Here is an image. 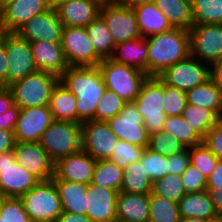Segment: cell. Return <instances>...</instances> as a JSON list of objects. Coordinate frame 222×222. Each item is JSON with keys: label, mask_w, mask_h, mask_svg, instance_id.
<instances>
[{"label": "cell", "mask_w": 222, "mask_h": 222, "mask_svg": "<svg viewBox=\"0 0 222 222\" xmlns=\"http://www.w3.org/2000/svg\"><path fill=\"white\" fill-rule=\"evenodd\" d=\"M60 82L76 97L77 123L95 120L98 102L106 90L98 67L69 66Z\"/></svg>", "instance_id": "obj_1"}, {"label": "cell", "mask_w": 222, "mask_h": 222, "mask_svg": "<svg viewBox=\"0 0 222 222\" xmlns=\"http://www.w3.org/2000/svg\"><path fill=\"white\" fill-rule=\"evenodd\" d=\"M146 39L148 77H158L169 66L191 55L189 30L171 28Z\"/></svg>", "instance_id": "obj_2"}, {"label": "cell", "mask_w": 222, "mask_h": 222, "mask_svg": "<svg viewBox=\"0 0 222 222\" xmlns=\"http://www.w3.org/2000/svg\"><path fill=\"white\" fill-rule=\"evenodd\" d=\"M59 81L60 77L51 72L36 71L7 88L20 109L48 106L52 91Z\"/></svg>", "instance_id": "obj_3"}, {"label": "cell", "mask_w": 222, "mask_h": 222, "mask_svg": "<svg viewBox=\"0 0 222 222\" xmlns=\"http://www.w3.org/2000/svg\"><path fill=\"white\" fill-rule=\"evenodd\" d=\"M39 143L56 163L82 149V124L54 120L42 134Z\"/></svg>", "instance_id": "obj_4"}, {"label": "cell", "mask_w": 222, "mask_h": 222, "mask_svg": "<svg viewBox=\"0 0 222 222\" xmlns=\"http://www.w3.org/2000/svg\"><path fill=\"white\" fill-rule=\"evenodd\" d=\"M20 198L32 222H56L63 212L57 188L52 180L40 181Z\"/></svg>", "instance_id": "obj_5"}, {"label": "cell", "mask_w": 222, "mask_h": 222, "mask_svg": "<svg viewBox=\"0 0 222 222\" xmlns=\"http://www.w3.org/2000/svg\"><path fill=\"white\" fill-rule=\"evenodd\" d=\"M106 89L115 92L125 102H134L142 83L147 79L144 72L111 59H103L98 65Z\"/></svg>", "instance_id": "obj_6"}, {"label": "cell", "mask_w": 222, "mask_h": 222, "mask_svg": "<svg viewBox=\"0 0 222 222\" xmlns=\"http://www.w3.org/2000/svg\"><path fill=\"white\" fill-rule=\"evenodd\" d=\"M163 98V81L159 77H147L134 103L149 135L162 130L167 118Z\"/></svg>", "instance_id": "obj_7"}, {"label": "cell", "mask_w": 222, "mask_h": 222, "mask_svg": "<svg viewBox=\"0 0 222 222\" xmlns=\"http://www.w3.org/2000/svg\"><path fill=\"white\" fill-rule=\"evenodd\" d=\"M4 45L8 57L7 87L38 71L28 40L16 32H4Z\"/></svg>", "instance_id": "obj_8"}, {"label": "cell", "mask_w": 222, "mask_h": 222, "mask_svg": "<svg viewBox=\"0 0 222 222\" xmlns=\"http://www.w3.org/2000/svg\"><path fill=\"white\" fill-rule=\"evenodd\" d=\"M39 182L16 162L13 149L0 154V189L5 197H21Z\"/></svg>", "instance_id": "obj_9"}, {"label": "cell", "mask_w": 222, "mask_h": 222, "mask_svg": "<svg viewBox=\"0 0 222 222\" xmlns=\"http://www.w3.org/2000/svg\"><path fill=\"white\" fill-rule=\"evenodd\" d=\"M119 140L147 148L149 134L134 102H126L119 114L106 121Z\"/></svg>", "instance_id": "obj_10"}, {"label": "cell", "mask_w": 222, "mask_h": 222, "mask_svg": "<svg viewBox=\"0 0 222 222\" xmlns=\"http://www.w3.org/2000/svg\"><path fill=\"white\" fill-rule=\"evenodd\" d=\"M61 47L69 66L98 67L102 61L84 27H63Z\"/></svg>", "instance_id": "obj_11"}, {"label": "cell", "mask_w": 222, "mask_h": 222, "mask_svg": "<svg viewBox=\"0 0 222 222\" xmlns=\"http://www.w3.org/2000/svg\"><path fill=\"white\" fill-rule=\"evenodd\" d=\"M189 34L191 56L209 66L222 58V24L193 25Z\"/></svg>", "instance_id": "obj_12"}, {"label": "cell", "mask_w": 222, "mask_h": 222, "mask_svg": "<svg viewBox=\"0 0 222 222\" xmlns=\"http://www.w3.org/2000/svg\"><path fill=\"white\" fill-rule=\"evenodd\" d=\"M209 75V65L190 55L169 66L158 77L165 84L187 92L208 80Z\"/></svg>", "instance_id": "obj_13"}, {"label": "cell", "mask_w": 222, "mask_h": 222, "mask_svg": "<svg viewBox=\"0 0 222 222\" xmlns=\"http://www.w3.org/2000/svg\"><path fill=\"white\" fill-rule=\"evenodd\" d=\"M119 139L106 121L88 120L82 123V150L93 159H110Z\"/></svg>", "instance_id": "obj_14"}, {"label": "cell", "mask_w": 222, "mask_h": 222, "mask_svg": "<svg viewBox=\"0 0 222 222\" xmlns=\"http://www.w3.org/2000/svg\"><path fill=\"white\" fill-rule=\"evenodd\" d=\"M99 16L109 28L115 44L141 37L132 8L116 3L103 5L100 7Z\"/></svg>", "instance_id": "obj_15"}, {"label": "cell", "mask_w": 222, "mask_h": 222, "mask_svg": "<svg viewBox=\"0 0 222 222\" xmlns=\"http://www.w3.org/2000/svg\"><path fill=\"white\" fill-rule=\"evenodd\" d=\"M54 121L49 106L20 109L15 124V142H39L42 134Z\"/></svg>", "instance_id": "obj_16"}, {"label": "cell", "mask_w": 222, "mask_h": 222, "mask_svg": "<svg viewBox=\"0 0 222 222\" xmlns=\"http://www.w3.org/2000/svg\"><path fill=\"white\" fill-rule=\"evenodd\" d=\"M15 160L40 181L51 180L55 163L50 159L39 142H15Z\"/></svg>", "instance_id": "obj_17"}, {"label": "cell", "mask_w": 222, "mask_h": 222, "mask_svg": "<svg viewBox=\"0 0 222 222\" xmlns=\"http://www.w3.org/2000/svg\"><path fill=\"white\" fill-rule=\"evenodd\" d=\"M63 24L55 9L32 17L16 32L29 42L47 41L61 43Z\"/></svg>", "instance_id": "obj_18"}, {"label": "cell", "mask_w": 222, "mask_h": 222, "mask_svg": "<svg viewBox=\"0 0 222 222\" xmlns=\"http://www.w3.org/2000/svg\"><path fill=\"white\" fill-rule=\"evenodd\" d=\"M48 0H9L2 5L4 32H17L32 17L49 10Z\"/></svg>", "instance_id": "obj_19"}, {"label": "cell", "mask_w": 222, "mask_h": 222, "mask_svg": "<svg viewBox=\"0 0 222 222\" xmlns=\"http://www.w3.org/2000/svg\"><path fill=\"white\" fill-rule=\"evenodd\" d=\"M95 165L96 160L81 149L55 163L52 179L89 184L94 174Z\"/></svg>", "instance_id": "obj_20"}, {"label": "cell", "mask_w": 222, "mask_h": 222, "mask_svg": "<svg viewBox=\"0 0 222 222\" xmlns=\"http://www.w3.org/2000/svg\"><path fill=\"white\" fill-rule=\"evenodd\" d=\"M117 195L116 190L89 183L86 215L92 222H117Z\"/></svg>", "instance_id": "obj_21"}, {"label": "cell", "mask_w": 222, "mask_h": 222, "mask_svg": "<svg viewBox=\"0 0 222 222\" xmlns=\"http://www.w3.org/2000/svg\"><path fill=\"white\" fill-rule=\"evenodd\" d=\"M34 63L38 71L61 76L69 67L61 43L30 42Z\"/></svg>", "instance_id": "obj_22"}, {"label": "cell", "mask_w": 222, "mask_h": 222, "mask_svg": "<svg viewBox=\"0 0 222 222\" xmlns=\"http://www.w3.org/2000/svg\"><path fill=\"white\" fill-rule=\"evenodd\" d=\"M100 7L93 0H73L59 6L56 11L63 27H86L99 16Z\"/></svg>", "instance_id": "obj_23"}, {"label": "cell", "mask_w": 222, "mask_h": 222, "mask_svg": "<svg viewBox=\"0 0 222 222\" xmlns=\"http://www.w3.org/2000/svg\"><path fill=\"white\" fill-rule=\"evenodd\" d=\"M117 222H149V194L118 192Z\"/></svg>", "instance_id": "obj_24"}, {"label": "cell", "mask_w": 222, "mask_h": 222, "mask_svg": "<svg viewBox=\"0 0 222 222\" xmlns=\"http://www.w3.org/2000/svg\"><path fill=\"white\" fill-rule=\"evenodd\" d=\"M147 57V39L139 37L117 43L110 59L116 63L134 67L147 74Z\"/></svg>", "instance_id": "obj_25"}, {"label": "cell", "mask_w": 222, "mask_h": 222, "mask_svg": "<svg viewBox=\"0 0 222 222\" xmlns=\"http://www.w3.org/2000/svg\"><path fill=\"white\" fill-rule=\"evenodd\" d=\"M57 188L62 210L76 214H87L88 184L51 179Z\"/></svg>", "instance_id": "obj_26"}, {"label": "cell", "mask_w": 222, "mask_h": 222, "mask_svg": "<svg viewBox=\"0 0 222 222\" xmlns=\"http://www.w3.org/2000/svg\"><path fill=\"white\" fill-rule=\"evenodd\" d=\"M141 37H149L173 28L153 1L133 8Z\"/></svg>", "instance_id": "obj_27"}, {"label": "cell", "mask_w": 222, "mask_h": 222, "mask_svg": "<svg viewBox=\"0 0 222 222\" xmlns=\"http://www.w3.org/2000/svg\"><path fill=\"white\" fill-rule=\"evenodd\" d=\"M181 218H199L219 222L207 191L186 193L178 202Z\"/></svg>", "instance_id": "obj_28"}, {"label": "cell", "mask_w": 222, "mask_h": 222, "mask_svg": "<svg viewBox=\"0 0 222 222\" xmlns=\"http://www.w3.org/2000/svg\"><path fill=\"white\" fill-rule=\"evenodd\" d=\"M187 103L212 110L222 118V91L209 78L186 92Z\"/></svg>", "instance_id": "obj_29"}, {"label": "cell", "mask_w": 222, "mask_h": 222, "mask_svg": "<svg viewBox=\"0 0 222 222\" xmlns=\"http://www.w3.org/2000/svg\"><path fill=\"white\" fill-rule=\"evenodd\" d=\"M48 106L54 120L77 123L76 97L60 81L52 91Z\"/></svg>", "instance_id": "obj_30"}, {"label": "cell", "mask_w": 222, "mask_h": 222, "mask_svg": "<svg viewBox=\"0 0 222 222\" xmlns=\"http://www.w3.org/2000/svg\"><path fill=\"white\" fill-rule=\"evenodd\" d=\"M173 28L190 30L193 24L191 0H153Z\"/></svg>", "instance_id": "obj_31"}, {"label": "cell", "mask_w": 222, "mask_h": 222, "mask_svg": "<svg viewBox=\"0 0 222 222\" xmlns=\"http://www.w3.org/2000/svg\"><path fill=\"white\" fill-rule=\"evenodd\" d=\"M85 30L95 53L102 60L110 59L116 44L104 20L98 16L85 27Z\"/></svg>", "instance_id": "obj_32"}, {"label": "cell", "mask_w": 222, "mask_h": 222, "mask_svg": "<svg viewBox=\"0 0 222 222\" xmlns=\"http://www.w3.org/2000/svg\"><path fill=\"white\" fill-rule=\"evenodd\" d=\"M143 162L130 163L123 169L121 192L150 194L153 182L144 173Z\"/></svg>", "instance_id": "obj_33"}, {"label": "cell", "mask_w": 222, "mask_h": 222, "mask_svg": "<svg viewBox=\"0 0 222 222\" xmlns=\"http://www.w3.org/2000/svg\"><path fill=\"white\" fill-rule=\"evenodd\" d=\"M123 180V169L115 162L97 160L91 183L103 188L113 189L118 192L121 190Z\"/></svg>", "instance_id": "obj_34"}, {"label": "cell", "mask_w": 222, "mask_h": 222, "mask_svg": "<svg viewBox=\"0 0 222 222\" xmlns=\"http://www.w3.org/2000/svg\"><path fill=\"white\" fill-rule=\"evenodd\" d=\"M182 116L193 130L204 139L207 132L220 120L212 111L186 103Z\"/></svg>", "instance_id": "obj_35"}, {"label": "cell", "mask_w": 222, "mask_h": 222, "mask_svg": "<svg viewBox=\"0 0 222 222\" xmlns=\"http://www.w3.org/2000/svg\"><path fill=\"white\" fill-rule=\"evenodd\" d=\"M162 130L175 137L185 148L203 143V139L191 128L182 115L167 117Z\"/></svg>", "instance_id": "obj_36"}, {"label": "cell", "mask_w": 222, "mask_h": 222, "mask_svg": "<svg viewBox=\"0 0 222 222\" xmlns=\"http://www.w3.org/2000/svg\"><path fill=\"white\" fill-rule=\"evenodd\" d=\"M193 24H222V0H191Z\"/></svg>", "instance_id": "obj_37"}, {"label": "cell", "mask_w": 222, "mask_h": 222, "mask_svg": "<svg viewBox=\"0 0 222 222\" xmlns=\"http://www.w3.org/2000/svg\"><path fill=\"white\" fill-rule=\"evenodd\" d=\"M149 222H180L178 202L168 200L164 197L149 194Z\"/></svg>", "instance_id": "obj_38"}, {"label": "cell", "mask_w": 222, "mask_h": 222, "mask_svg": "<svg viewBox=\"0 0 222 222\" xmlns=\"http://www.w3.org/2000/svg\"><path fill=\"white\" fill-rule=\"evenodd\" d=\"M152 193L168 200L179 202L186 194V191L181 176L168 174L167 176L153 182Z\"/></svg>", "instance_id": "obj_39"}, {"label": "cell", "mask_w": 222, "mask_h": 222, "mask_svg": "<svg viewBox=\"0 0 222 222\" xmlns=\"http://www.w3.org/2000/svg\"><path fill=\"white\" fill-rule=\"evenodd\" d=\"M140 162H143L144 173L152 182L168 175V156L166 155L159 154L147 147L143 151Z\"/></svg>", "instance_id": "obj_40"}, {"label": "cell", "mask_w": 222, "mask_h": 222, "mask_svg": "<svg viewBox=\"0 0 222 222\" xmlns=\"http://www.w3.org/2000/svg\"><path fill=\"white\" fill-rule=\"evenodd\" d=\"M188 150L190 163L199 169L206 179H208L216 168L219 159L212 154L204 143L190 147Z\"/></svg>", "instance_id": "obj_41"}, {"label": "cell", "mask_w": 222, "mask_h": 222, "mask_svg": "<svg viewBox=\"0 0 222 222\" xmlns=\"http://www.w3.org/2000/svg\"><path fill=\"white\" fill-rule=\"evenodd\" d=\"M148 148L166 156L186 149L175 137L164 130L149 135Z\"/></svg>", "instance_id": "obj_42"}, {"label": "cell", "mask_w": 222, "mask_h": 222, "mask_svg": "<svg viewBox=\"0 0 222 222\" xmlns=\"http://www.w3.org/2000/svg\"><path fill=\"white\" fill-rule=\"evenodd\" d=\"M125 101L115 92L108 89L105 90L103 97L98 102L95 111L96 121H107L108 119L119 114L125 105Z\"/></svg>", "instance_id": "obj_43"}, {"label": "cell", "mask_w": 222, "mask_h": 222, "mask_svg": "<svg viewBox=\"0 0 222 222\" xmlns=\"http://www.w3.org/2000/svg\"><path fill=\"white\" fill-rule=\"evenodd\" d=\"M0 222H32L20 197H5L0 205Z\"/></svg>", "instance_id": "obj_44"}, {"label": "cell", "mask_w": 222, "mask_h": 222, "mask_svg": "<svg viewBox=\"0 0 222 222\" xmlns=\"http://www.w3.org/2000/svg\"><path fill=\"white\" fill-rule=\"evenodd\" d=\"M163 94L165 115L167 117L182 115L187 103L186 92L163 82Z\"/></svg>", "instance_id": "obj_45"}, {"label": "cell", "mask_w": 222, "mask_h": 222, "mask_svg": "<svg viewBox=\"0 0 222 222\" xmlns=\"http://www.w3.org/2000/svg\"><path fill=\"white\" fill-rule=\"evenodd\" d=\"M144 150L143 147L119 140L109 160L125 169L128 164L140 161Z\"/></svg>", "instance_id": "obj_46"}, {"label": "cell", "mask_w": 222, "mask_h": 222, "mask_svg": "<svg viewBox=\"0 0 222 222\" xmlns=\"http://www.w3.org/2000/svg\"><path fill=\"white\" fill-rule=\"evenodd\" d=\"M181 178L186 193L206 191V177L191 163L182 173Z\"/></svg>", "instance_id": "obj_47"}, {"label": "cell", "mask_w": 222, "mask_h": 222, "mask_svg": "<svg viewBox=\"0 0 222 222\" xmlns=\"http://www.w3.org/2000/svg\"><path fill=\"white\" fill-rule=\"evenodd\" d=\"M203 143L215 157L222 160V118L207 132Z\"/></svg>", "instance_id": "obj_48"}, {"label": "cell", "mask_w": 222, "mask_h": 222, "mask_svg": "<svg viewBox=\"0 0 222 222\" xmlns=\"http://www.w3.org/2000/svg\"><path fill=\"white\" fill-rule=\"evenodd\" d=\"M190 164V154L188 148L181 152L168 156V174L181 176Z\"/></svg>", "instance_id": "obj_49"}, {"label": "cell", "mask_w": 222, "mask_h": 222, "mask_svg": "<svg viewBox=\"0 0 222 222\" xmlns=\"http://www.w3.org/2000/svg\"><path fill=\"white\" fill-rule=\"evenodd\" d=\"M20 108L14 104L11 109L0 115V130L14 132Z\"/></svg>", "instance_id": "obj_50"}, {"label": "cell", "mask_w": 222, "mask_h": 222, "mask_svg": "<svg viewBox=\"0 0 222 222\" xmlns=\"http://www.w3.org/2000/svg\"><path fill=\"white\" fill-rule=\"evenodd\" d=\"M8 57L4 45V34L0 41V84L7 87Z\"/></svg>", "instance_id": "obj_51"}, {"label": "cell", "mask_w": 222, "mask_h": 222, "mask_svg": "<svg viewBox=\"0 0 222 222\" xmlns=\"http://www.w3.org/2000/svg\"><path fill=\"white\" fill-rule=\"evenodd\" d=\"M206 189H216L222 191V160H218L216 168L207 179Z\"/></svg>", "instance_id": "obj_52"}, {"label": "cell", "mask_w": 222, "mask_h": 222, "mask_svg": "<svg viewBox=\"0 0 222 222\" xmlns=\"http://www.w3.org/2000/svg\"><path fill=\"white\" fill-rule=\"evenodd\" d=\"M14 145V132L0 130V154L12 150Z\"/></svg>", "instance_id": "obj_53"}, {"label": "cell", "mask_w": 222, "mask_h": 222, "mask_svg": "<svg viewBox=\"0 0 222 222\" xmlns=\"http://www.w3.org/2000/svg\"><path fill=\"white\" fill-rule=\"evenodd\" d=\"M14 104L11 91L7 87H4L0 91V115H3L6 111L11 109Z\"/></svg>", "instance_id": "obj_54"}, {"label": "cell", "mask_w": 222, "mask_h": 222, "mask_svg": "<svg viewBox=\"0 0 222 222\" xmlns=\"http://www.w3.org/2000/svg\"><path fill=\"white\" fill-rule=\"evenodd\" d=\"M210 79L222 91V58L209 66Z\"/></svg>", "instance_id": "obj_55"}, {"label": "cell", "mask_w": 222, "mask_h": 222, "mask_svg": "<svg viewBox=\"0 0 222 222\" xmlns=\"http://www.w3.org/2000/svg\"><path fill=\"white\" fill-rule=\"evenodd\" d=\"M211 201L213 202L214 209L218 219L222 221V191L216 189H206Z\"/></svg>", "instance_id": "obj_56"}, {"label": "cell", "mask_w": 222, "mask_h": 222, "mask_svg": "<svg viewBox=\"0 0 222 222\" xmlns=\"http://www.w3.org/2000/svg\"><path fill=\"white\" fill-rule=\"evenodd\" d=\"M56 222H92L87 215L63 211Z\"/></svg>", "instance_id": "obj_57"}, {"label": "cell", "mask_w": 222, "mask_h": 222, "mask_svg": "<svg viewBox=\"0 0 222 222\" xmlns=\"http://www.w3.org/2000/svg\"><path fill=\"white\" fill-rule=\"evenodd\" d=\"M150 1H153V0H115V3L120 6L133 9L134 7L138 5H141Z\"/></svg>", "instance_id": "obj_58"}, {"label": "cell", "mask_w": 222, "mask_h": 222, "mask_svg": "<svg viewBox=\"0 0 222 222\" xmlns=\"http://www.w3.org/2000/svg\"><path fill=\"white\" fill-rule=\"evenodd\" d=\"M69 1L73 0H48L49 7L52 9H57L59 6L68 3Z\"/></svg>", "instance_id": "obj_59"}, {"label": "cell", "mask_w": 222, "mask_h": 222, "mask_svg": "<svg viewBox=\"0 0 222 222\" xmlns=\"http://www.w3.org/2000/svg\"><path fill=\"white\" fill-rule=\"evenodd\" d=\"M180 222H213V221L190 217V218H181Z\"/></svg>", "instance_id": "obj_60"}, {"label": "cell", "mask_w": 222, "mask_h": 222, "mask_svg": "<svg viewBox=\"0 0 222 222\" xmlns=\"http://www.w3.org/2000/svg\"><path fill=\"white\" fill-rule=\"evenodd\" d=\"M93 1L97 2L101 6L115 3V0H93Z\"/></svg>", "instance_id": "obj_61"}, {"label": "cell", "mask_w": 222, "mask_h": 222, "mask_svg": "<svg viewBox=\"0 0 222 222\" xmlns=\"http://www.w3.org/2000/svg\"><path fill=\"white\" fill-rule=\"evenodd\" d=\"M3 34H4V31H3V27H2V21H0V41L2 39Z\"/></svg>", "instance_id": "obj_62"}, {"label": "cell", "mask_w": 222, "mask_h": 222, "mask_svg": "<svg viewBox=\"0 0 222 222\" xmlns=\"http://www.w3.org/2000/svg\"><path fill=\"white\" fill-rule=\"evenodd\" d=\"M5 196L3 194V192L0 189V205L2 204V201L4 200Z\"/></svg>", "instance_id": "obj_63"}, {"label": "cell", "mask_w": 222, "mask_h": 222, "mask_svg": "<svg viewBox=\"0 0 222 222\" xmlns=\"http://www.w3.org/2000/svg\"><path fill=\"white\" fill-rule=\"evenodd\" d=\"M0 21H2V4L0 2Z\"/></svg>", "instance_id": "obj_64"}, {"label": "cell", "mask_w": 222, "mask_h": 222, "mask_svg": "<svg viewBox=\"0 0 222 222\" xmlns=\"http://www.w3.org/2000/svg\"><path fill=\"white\" fill-rule=\"evenodd\" d=\"M9 0H0L1 4L3 5L5 2H7Z\"/></svg>", "instance_id": "obj_65"}, {"label": "cell", "mask_w": 222, "mask_h": 222, "mask_svg": "<svg viewBox=\"0 0 222 222\" xmlns=\"http://www.w3.org/2000/svg\"><path fill=\"white\" fill-rule=\"evenodd\" d=\"M4 87L0 84V91L3 89Z\"/></svg>", "instance_id": "obj_66"}]
</instances>
